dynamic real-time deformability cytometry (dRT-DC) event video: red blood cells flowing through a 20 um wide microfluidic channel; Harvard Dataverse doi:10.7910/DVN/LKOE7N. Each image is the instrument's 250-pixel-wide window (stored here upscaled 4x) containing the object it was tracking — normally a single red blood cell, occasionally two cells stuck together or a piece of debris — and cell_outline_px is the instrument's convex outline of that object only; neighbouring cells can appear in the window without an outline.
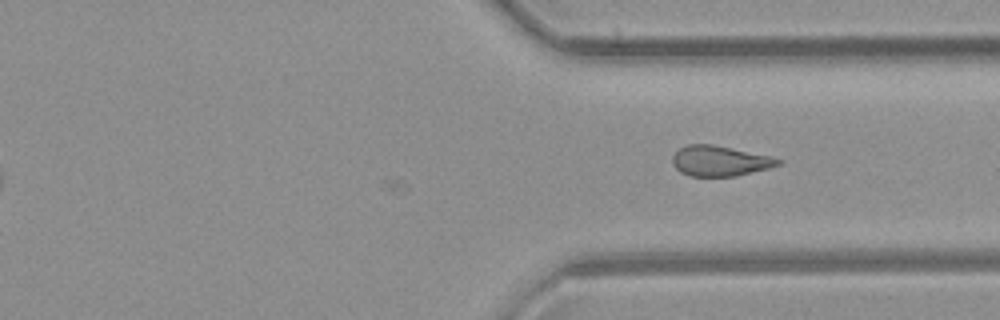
{"species": "common noctule bat (a hibernating species)", "species_latin": "Nyctalus noctula", "temperature_condition": "room temperature", "stored_images_in_passage": 28, "camera_frame_rate_fps": 3000, "um_per_image_px": 0.085, "animal": {"sex": "female", "body_mass_g": 21.9}, "frame": {"image": 1, "passage_image": 28, "time_ms": 9.0, "image_size_px": [1000, 320], "cell_outline_px": [[784, 160], [780, 164], [768, 168], [736, 176], [688, 176], [680, 172], [672, 164], [672, 156], [680, 148], [688, 144], [712, 144], [772, 156]], "centroid_in_image_um": [61.18, 13.68], "position_along_channel_um": 350.2, "area_um2": 18.73}}